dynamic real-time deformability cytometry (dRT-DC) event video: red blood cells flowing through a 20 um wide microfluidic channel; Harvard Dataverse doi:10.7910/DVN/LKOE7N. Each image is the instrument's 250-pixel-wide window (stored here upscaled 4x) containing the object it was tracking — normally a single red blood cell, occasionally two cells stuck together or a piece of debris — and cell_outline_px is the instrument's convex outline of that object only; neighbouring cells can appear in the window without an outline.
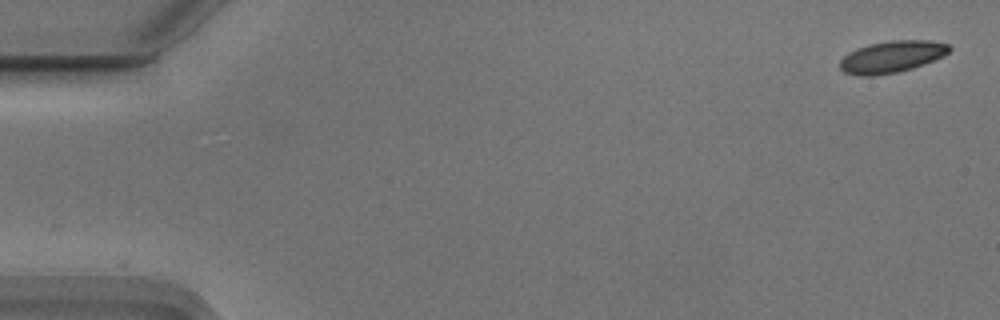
{"species": "Egyptian fruit bat (a non-hibernating species)", "species_latin": "Rousettus aegyptiacus", "temperature_condition": "cold", "stored_images_in_passage": 16, "camera_frame_rate_fps": 3000, "um_per_image_px": 0.085, "animal": {"sex": "male"}, "frame": {"image": 1, "passage_image": 1, "time_ms": 0.0, "image_size_px": [1000, 320], "cell_outline_px": [[952, 48], [948, 52], [932, 60], [912, 68], [896, 72], [872, 76], [860, 76], [844, 72], [840, 68], [840, 60], [848, 52], [856, 48], [868, 44], [892, 40], [928, 40], [948, 44]], "centroid_in_image_um": [75.75, 4.81], "position_along_channel_um": 9.3, "area_um2": 20.06}}
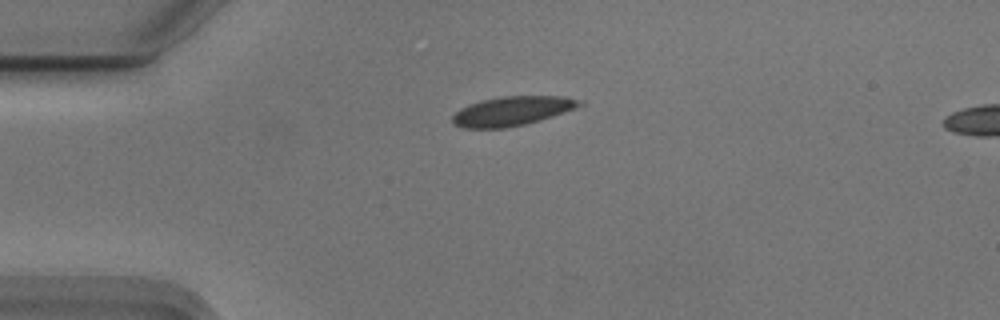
{"frame": {"image": 2, "passage_image": 13, "time_ms": 4.0, "image_size_px": [1000, 320], "cell_outline_px": [[584, 104], [576, 108], [540, 120], [524, 124], [504, 128], [464, 128], [456, 124], [452, 120], [452, 116], [460, 108], [468, 104], [480, 100], [500, 96], [560, 96], [576, 100]], "centroid_in_image_um": [43.48, 9.43], "position_along_channel_um": 41.5, "area_um2": 21.44}}